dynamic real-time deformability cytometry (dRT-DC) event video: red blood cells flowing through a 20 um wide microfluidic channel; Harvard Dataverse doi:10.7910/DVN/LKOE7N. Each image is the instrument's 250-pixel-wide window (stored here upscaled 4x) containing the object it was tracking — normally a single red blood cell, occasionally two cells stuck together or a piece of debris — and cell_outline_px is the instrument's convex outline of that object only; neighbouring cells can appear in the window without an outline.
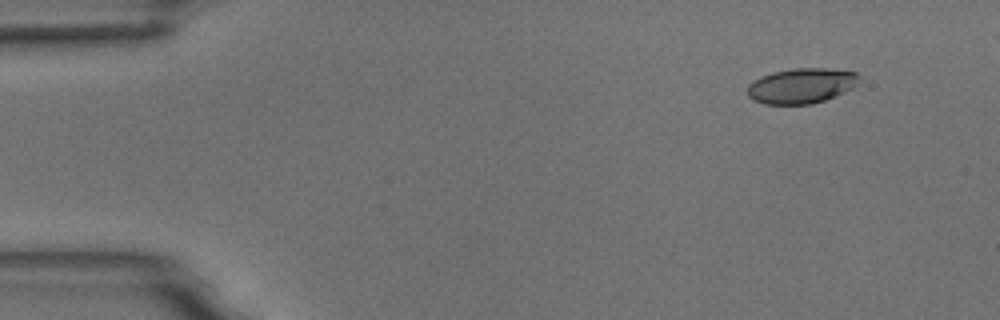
{"species": "common noctule bat (a hibernating species)", "species_latin": "Nyctalus noctula", "temperature_condition": "room temperature", "stored_images_in_passage": 6, "camera_frame_rate_fps": 3000, "um_per_image_px": 0.085, "animal": {"sex": "male", "body_mass_g": 18.8}, "frame": {"image": 1, "passage_image": 2, "time_ms": 1.0, "image_size_px": [1000, 320], "cell_outline_px": [[860, 76], [856, 84], [852, 88], [836, 96], [812, 104], [764, 104], [752, 100], [748, 96], [748, 84], [752, 80], [760, 76], [772, 72], [792, 68], [824, 68], [856, 72]], "centroid_in_image_um": [68.08, 7.29], "position_along_channel_um": 16.9, "area_um2": 23.06}}
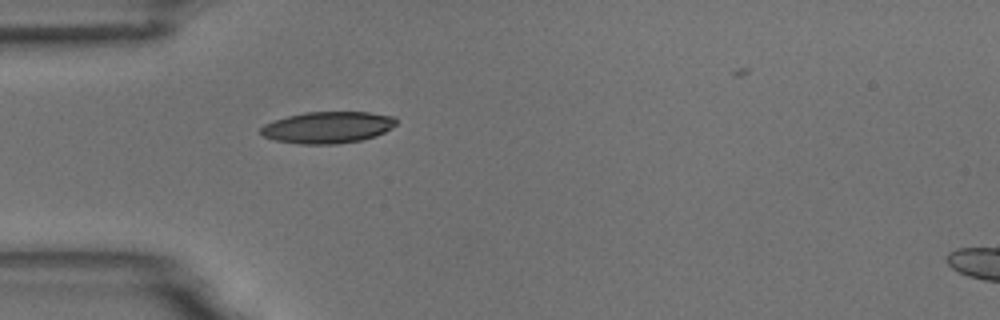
{"frame": {"image": 2, "passage_image": 5, "time_ms": 4.667, "image_size_px": [1000, 320], "cell_outline_px": [[396, 124], [392, 128], [376, 136], [360, 140], [336, 144], [300, 144], [276, 140], [264, 136], [260, 132], [260, 128], [264, 124], [288, 116], [304, 112], [368, 112], [396, 116]], "centroid_in_image_um": [27.88, 10.82], "position_along_channel_um": 57.1, "area_um2": 24.91}}